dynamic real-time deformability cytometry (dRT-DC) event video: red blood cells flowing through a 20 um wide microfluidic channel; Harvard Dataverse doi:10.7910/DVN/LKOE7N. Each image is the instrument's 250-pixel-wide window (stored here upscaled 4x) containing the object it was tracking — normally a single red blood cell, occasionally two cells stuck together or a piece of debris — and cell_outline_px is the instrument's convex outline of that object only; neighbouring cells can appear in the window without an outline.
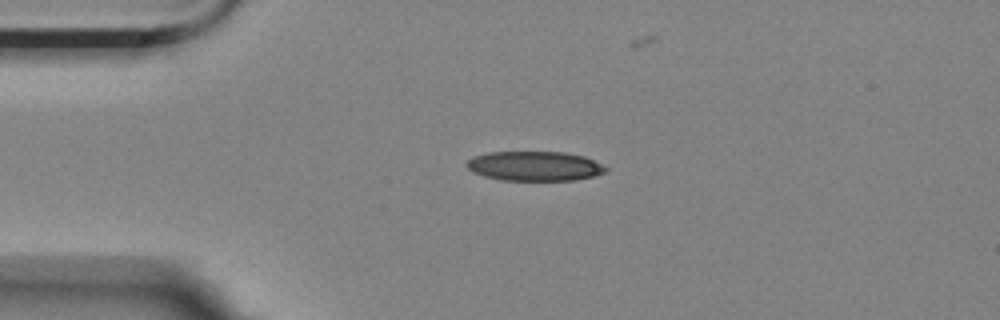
{"species": "Egyptian fruit bat (a non-hibernating species)", "species_latin": "Rousettus aegyptiacus", "temperature_condition": "room temperature", "stored_images_in_passage": 3, "camera_frame_rate_fps": 3000, "um_per_image_px": 0.085, "animal": {"sex": "female"}, "frame": {"image": 1, "passage_image": 1, "time_ms": 0.0, "image_size_px": [1000, 320], "cell_outline_px": [[608, 168], [604, 172], [592, 176], [576, 180], [500, 180], [484, 176], [472, 172], [464, 164], [468, 160], [476, 156], [488, 152], [564, 152], [584, 156]], "centroid_in_image_um": [45.4, 14.12], "position_along_channel_um": 39.6, "area_um2": 23.81}}
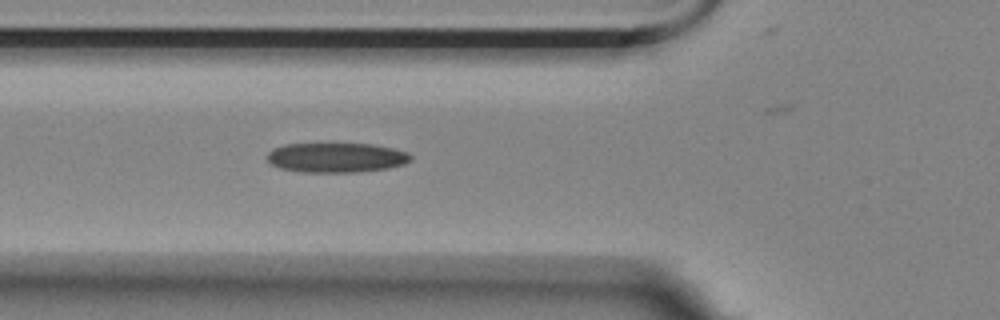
{"frame": {"image": 2, "passage_image": 3, "time_ms": 0.667, "image_size_px": [1000, 320], "cell_outline_px": [[412, 160], [404, 164], [388, 168], [356, 172], [300, 172], [280, 168], [272, 164], [268, 160], [268, 152], [272, 148], [284, 144], [332, 140], [372, 144], [392, 148], [408, 152], [412, 156]], "centroid_in_image_um": [28.56, 13.33], "position_along_channel_um": 97.2, "area_um2": 26.13}}